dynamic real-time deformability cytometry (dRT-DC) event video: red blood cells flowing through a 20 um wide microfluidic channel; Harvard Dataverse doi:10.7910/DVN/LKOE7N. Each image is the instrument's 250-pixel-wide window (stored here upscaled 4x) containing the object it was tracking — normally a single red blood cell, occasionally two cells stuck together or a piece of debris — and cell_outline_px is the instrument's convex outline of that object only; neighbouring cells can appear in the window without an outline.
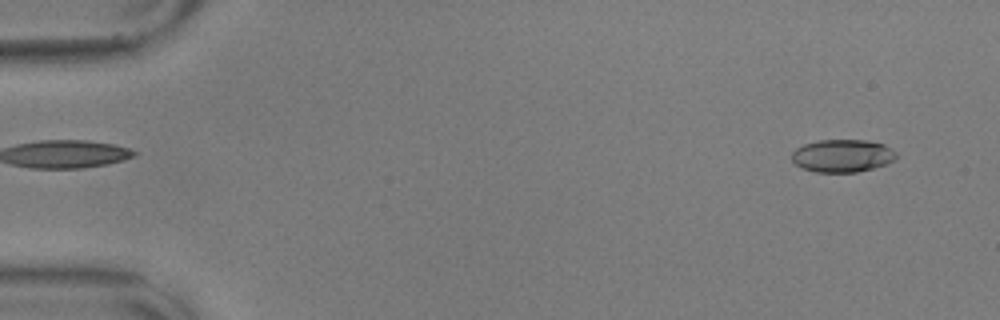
{"species": "common noctule bat (a hibernating species)", "species_latin": "Nyctalus noctula", "temperature_condition": "warm", "stored_images_in_passage": 56, "camera_frame_rate_fps": 3000, "um_per_image_px": 0.085, "animal": {"sex": "male", "body_mass_g": 17.9, "forearm_length_mm": 54.2}, "frame": {"image": 1, "passage_image": 3, "time_ms": 0.667, "image_size_px": [1000, 320], "cell_outline_px": [[896, 160], [872, 168], [856, 172], [816, 172], [800, 168], [792, 160], [792, 152], [796, 148], [804, 144], [820, 140], [864, 140], [884, 144], [896, 152]], "centroid_in_image_um": [71.58, 13.24], "position_along_channel_um": 13.4, "area_um2": 19.88}}
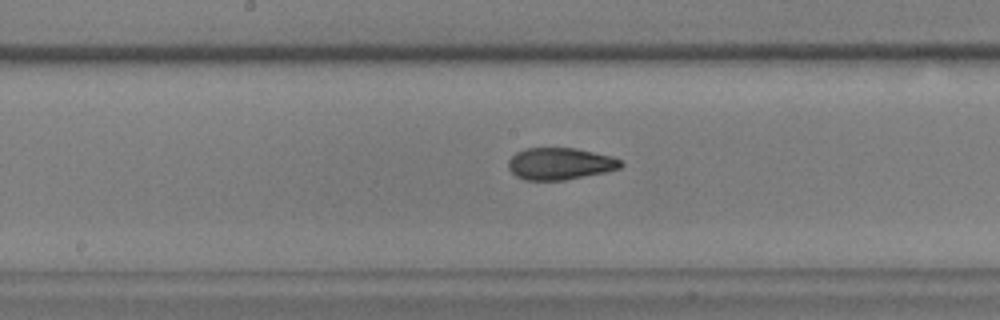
{"frame": {"image": 2, "passage_image": 29, "time_ms": 9.333, "image_size_px": [1000, 320], "cell_outline_px": [[624, 164], [620, 168], [608, 172], [564, 180], [524, 180], [516, 176], [508, 168], [508, 160], [516, 152], [524, 148], [576, 148], [612, 156], [620, 160]], "centroid_in_image_um": [47.61, 13.91], "position_along_channel_um": 200.6, "area_um2": 21.1}}
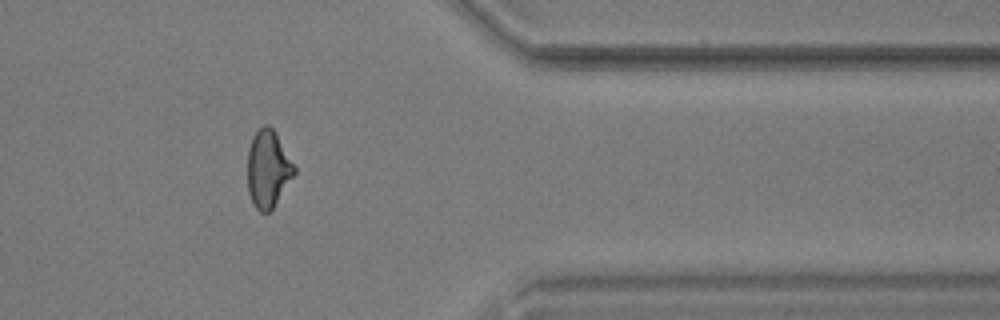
{"frame": {"image": 3, "passage_image": 46, "time_ms": 15.0, "image_size_px": [1000, 320], "cell_outline_px": [[296, 172], [272, 208], [268, 212], [260, 212], [252, 204], [248, 192], [248, 148], [252, 136], [264, 124], [268, 124], [276, 132], [296, 168]], "centroid_in_image_um": [22.77, 14.34], "position_along_channel_um": 388.6, "area_um2": 20.98}, "authors_computed_cell_mechanics": {"area_um2": 20.8947, "velocity_mm_per_s": 3.5884, "shape_relaxation_time_tau1_ms": 8.8886, "shape_relaxation_time_tau2_ms": 1.7324, "deformation_change_tau1": 0.2476, "deformation_change_tau2": 0.0743}}